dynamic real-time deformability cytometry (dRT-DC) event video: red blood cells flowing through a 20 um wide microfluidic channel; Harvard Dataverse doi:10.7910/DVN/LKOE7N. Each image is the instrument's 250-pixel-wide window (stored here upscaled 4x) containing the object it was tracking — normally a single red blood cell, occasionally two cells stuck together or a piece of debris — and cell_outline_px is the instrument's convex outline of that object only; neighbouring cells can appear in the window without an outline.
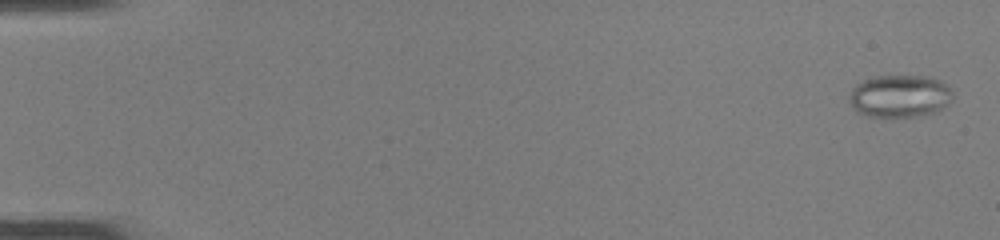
{"species": "common noctule bat (a hibernating species)", "species_latin": "Nyctalus noctula", "temperature_condition": "room temperature", "stored_images_in_passage": 50, "camera_frame_rate_fps": 3000, "um_per_image_px": 0.085, "animal": {"sex": "female", "body_mass_g": 22.0, "forearm_length_mm": 56.7}, "frame": {"image": 1, "passage_image": 2, "time_ms": 0.333, "image_size_px": [1000, 240], "cell_outline_px": [[952, 100], [948, 104], [936, 112], [912, 116], [868, 116], [856, 112], [848, 100], [848, 96], [852, 88], [856, 84], [864, 80], [876, 76], [928, 76], [940, 80], [952, 92]], "centroid_in_image_um": [76.45, 8.16], "position_along_channel_um": 8.6, "area_um2": 25.55}}
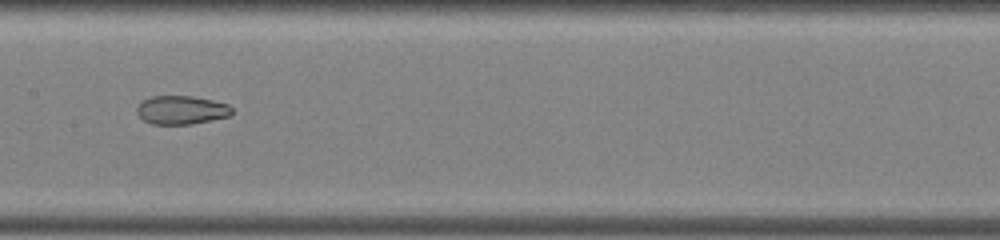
{"frame": {"image": 2, "passage_image": 27, "time_ms": 8.667, "image_size_px": [1000, 240], "cell_outline_px": [[232, 112], [228, 116], [192, 124], [152, 124], [144, 120], [136, 112], [136, 108], [144, 100], [152, 96], [192, 96], [212, 100], [228, 104], [232, 108]], "centroid_in_image_um": [15.41, 9.35], "position_along_channel_um": 192.0, "area_um2": 15.66}}
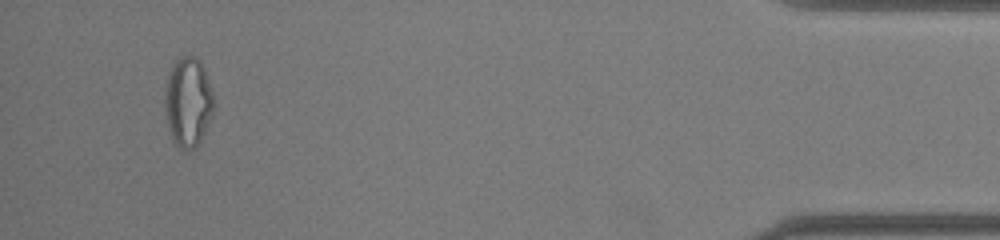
{"frame": {"image": 3, "passage_image": 48, "time_ms": 15.667, "image_size_px": [1000, 240], "cell_outline_px": [[212, 116], [196, 148], [180, 148], [172, 140], [164, 108], [164, 96], [168, 72], [172, 64], [180, 56], [196, 56], [200, 60], [204, 68], [212, 92]], "centroid_in_image_um": [15.95, 8.63], "position_along_channel_um": 419.2, "area_um2": 25.37}}